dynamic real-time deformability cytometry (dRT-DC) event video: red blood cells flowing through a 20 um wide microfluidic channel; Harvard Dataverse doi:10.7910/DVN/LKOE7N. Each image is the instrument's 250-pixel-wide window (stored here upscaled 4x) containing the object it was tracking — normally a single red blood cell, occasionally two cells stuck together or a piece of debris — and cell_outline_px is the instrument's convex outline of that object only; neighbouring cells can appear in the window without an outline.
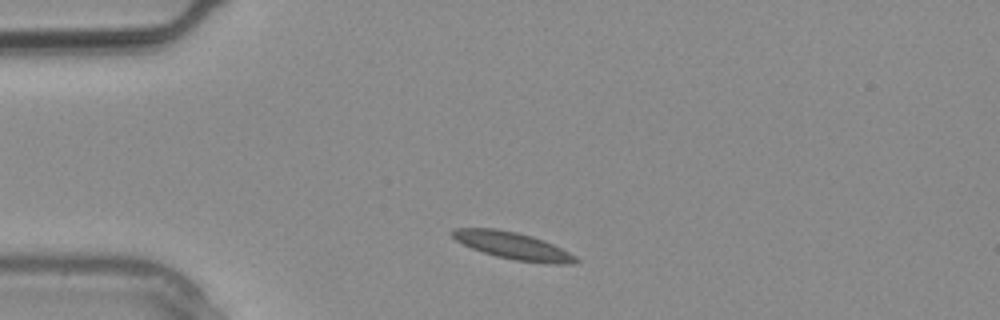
{"species": "common noctule bat (a hibernating species)", "species_latin": "Nyctalus noctula", "temperature_condition": "warm", "stored_images_in_passage": 1, "camera_frame_rate_fps": 3000, "um_per_image_px": 0.085, "animal": {"sex": "male", "body_mass_g": 20.4}, "frame": {"image": 1, "passage_image": 1, "time_ms": 0.0, "image_size_px": [1000, 320], "cell_outline_px": [[580, 260], [576, 264], [548, 264], [516, 260], [496, 256], [472, 248], [456, 240], [448, 232], [452, 228], [496, 228], [516, 232], [532, 236], [544, 240], [576, 256]], "centroid_in_image_um": [43.6, 20.88], "position_along_channel_um": 41.4, "area_um2": 19.54}}